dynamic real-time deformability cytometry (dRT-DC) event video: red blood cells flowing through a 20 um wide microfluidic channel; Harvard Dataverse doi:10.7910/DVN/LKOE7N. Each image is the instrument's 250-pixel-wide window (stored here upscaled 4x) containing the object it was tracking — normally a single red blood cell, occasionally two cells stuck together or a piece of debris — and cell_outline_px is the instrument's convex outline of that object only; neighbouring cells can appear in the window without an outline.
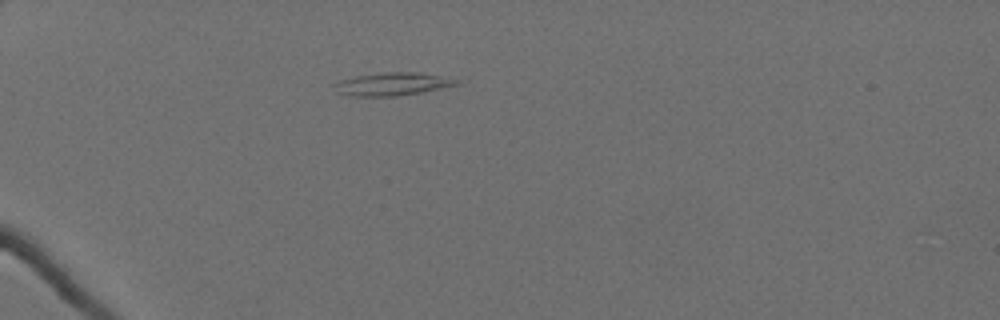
{"species": "Egyptian fruit bat (a non-hibernating species)", "species_latin": "Rousettus aegyptiacus", "temperature_condition": "cold", "stored_images_in_passage": 42, "camera_frame_rate_fps": 3000, "um_per_image_px": 0.085, "animal": {"sex": "female"}, "frame": {"image": 1, "passage_image": 1, "time_ms": 0.0, "image_size_px": [1000, 320], "cell_outline_px": [[460, 84], [424, 92], [396, 96], [348, 96], [336, 92], [336, 84], [340, 80], [356, 76], [384, 72], [420, 72], [460, 80]], "centroid_in_image_um": [33.39, 7.15], "position_along_channel_um": 51.6, "area_um2": 16.3}}
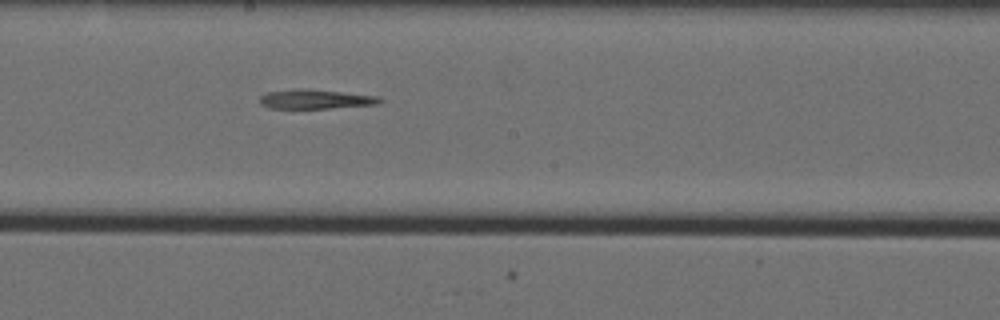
{"frame": {"image": 2, "passage_image": 18, "time_ms": 5.667, "image_size_px": [1000, 320], "cell_outline_px": [[384, 100], [380, 104], [328, 108], [268, 108], [260, 104], [260, 96], [268, 92], [292, 88], [308, 88], [380, 96]], "centroid_in_image_um": [26.84, 8.41], "position_along_channel_um": 221.4, "area_um2": 13.81}}
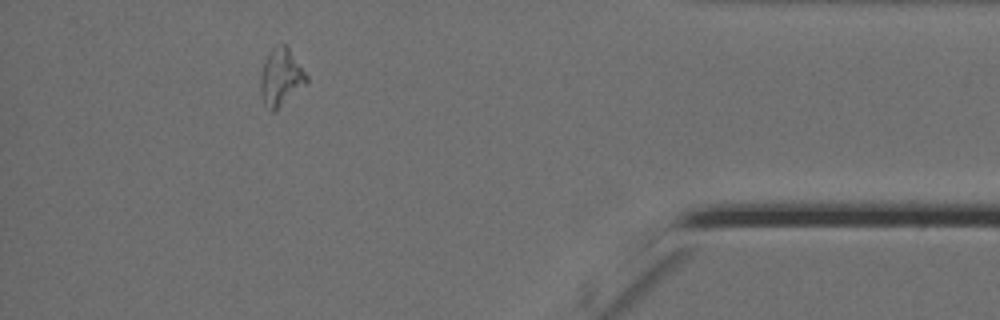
{"frame": {"image": 3, "passage_image": 37, "time_ms": 12.0, "image_size_px": [1000, 320], "cell_outline_px": [[308, 84], [276, 112], [268, 112], [260, 96], [260, 76], [264, 60], [268, 52], [272, 48], [284, 44], [288, 44], [308, 76]], "centroid_in_image_um": [23.89, 6.61], "position_along_channel_um": 411.3, "area_um2": 16.18}}